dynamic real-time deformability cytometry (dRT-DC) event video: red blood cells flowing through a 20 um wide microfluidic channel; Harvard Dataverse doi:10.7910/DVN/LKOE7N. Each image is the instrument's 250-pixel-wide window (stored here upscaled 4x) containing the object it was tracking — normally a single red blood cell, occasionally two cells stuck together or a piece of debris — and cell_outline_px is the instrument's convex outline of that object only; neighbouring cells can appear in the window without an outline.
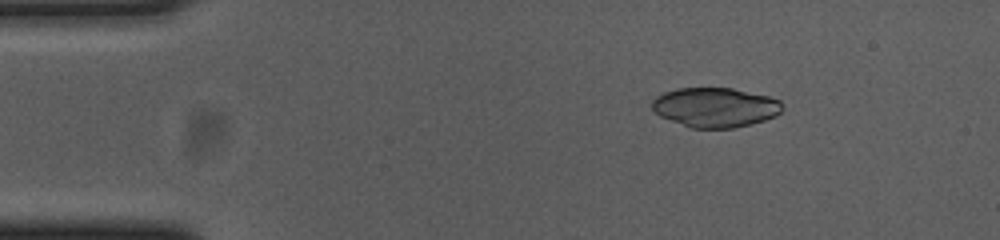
{"species": "common noctule bat (a hibernating species)", "species_latin": "Nyctalus noctula", "temperature_condition": "cold", "stored_images_in_passage": 17, "camera_frame_rate_fps": 3000, "um_per_image_px": 0.085, "animal": {"sex": "female", "body_mass_g": 23.0, "forearm_length_mm": 53.4}, "frame": {"image": 1, "passage_image": 8, "time_ms": 2.333, "image_size_px": [1000, 240], "cell_outline_px": [[784, 108], [776, 116], [752, 124], [732, 128], [692, 128], [660, 116], [652, 108], [652, 100], [656, 96], [664, 92], [676, 88], [732, 88], [768, 96], [780, 100], [784, 104]], "centroid_in_image_um": [60.82, 9.12], "position_along_channel_um": 24.2, "area_um2": 30.11}}